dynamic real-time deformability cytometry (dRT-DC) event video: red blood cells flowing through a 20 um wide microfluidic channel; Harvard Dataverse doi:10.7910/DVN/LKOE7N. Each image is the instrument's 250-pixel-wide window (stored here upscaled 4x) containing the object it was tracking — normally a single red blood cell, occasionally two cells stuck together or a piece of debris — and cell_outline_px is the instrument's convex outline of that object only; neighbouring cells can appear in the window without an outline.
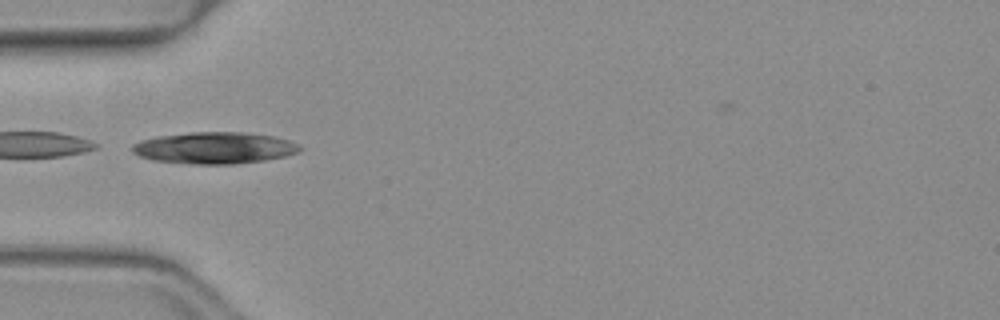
{"species": "common noctule bat (a hibernating species)", "species_latin": "Nyctalus noctula", "temperature_condition": "warm", "stored_images_in_passage": 32, "camera_frame_rate_fps": 3000, "um_per_image_px": 0.085, "animal": {"sex": "female", "body_mass_g": 19.3, "forearm_length_mm": 54.1}, "frame": {"image": 1, "passage_image": 1, "time_ms": 0.0, "image_size_px": [1000, 320], "cell_outline_px": [[300, 148], [296, 152], [284, 156], [264, 160], [232, 164], [192, 164], [152, 160], [140, 156], [132, 152], [132, 144], [140, 140], [156, 136], [192, 132], [244, 132], [272, 136], [288, 140], [300, 144]], "centroid_in_image_um": [18.18, 12.57], "position_along_channel_um": 66.8, "area_um2": 30.81}}
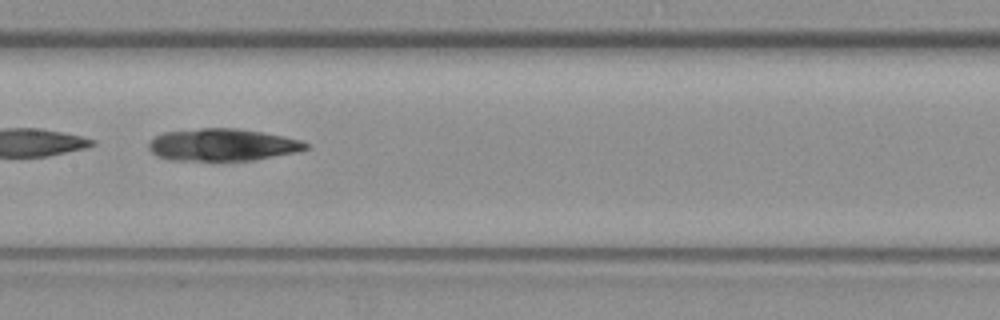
{"frame": {"image": 2, "passage_image": 10, "time_ms": 3.0, "image_size_px": [1000, 320], "cell_outline_px": [[308, 148], [300, 152], [256, 160], [168, 160], [156, 156], [148, 148], [148, 140], [152, 136], [164, 132], [200, 128], [236, 128], [264, 132], [300, 140], [308, 144]], "centroid_in_image_um": [18.88, 12.31], "position_along_channel_um": 188.5, "area_um2": 29.88}}